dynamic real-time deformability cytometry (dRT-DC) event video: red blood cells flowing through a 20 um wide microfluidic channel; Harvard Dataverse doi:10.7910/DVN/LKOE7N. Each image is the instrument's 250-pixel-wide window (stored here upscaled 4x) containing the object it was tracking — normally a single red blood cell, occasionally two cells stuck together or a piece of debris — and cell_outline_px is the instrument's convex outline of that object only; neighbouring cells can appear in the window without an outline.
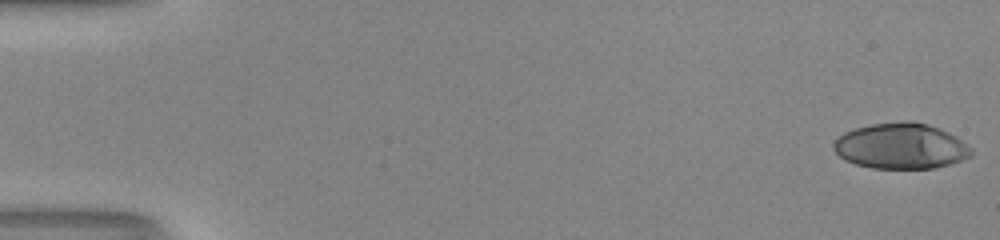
{"species": "human", "species_latin": "Homo sapiens", "temperature_condition": "room temperature", "stored_images_in_passage": 51, "camera_frame_rate_fps": 3000, "um_per_image_px": 0.085, "donor": {"sex": "male"}, "frame": {"image": 1, "passage_image": 1, "time_ms": 0.0, "image_size_px": [1000, 240], "cell_outline_px": [[972, 156], [948, 164], [932, 168], [872, 168], [856, 164], [844, 160], [832, 148], [832, 144], [844, 132], [856, 128], [872, 124], [928, 124], [940, 128], [956, 136], [972, 148]], "centroid_in_image_um": [76.57, 12.45], "position_along_channel_um": 8.4, "area_um2": 35.78}}
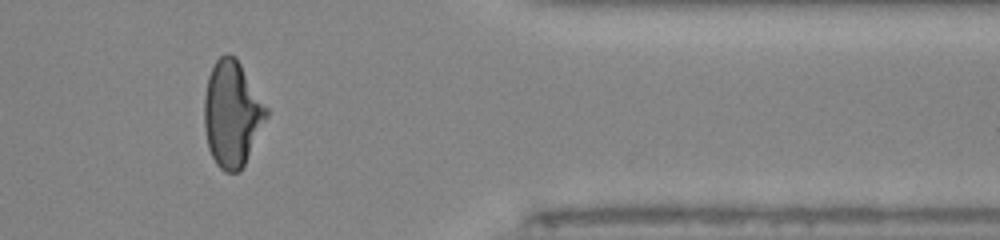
{"frame": {"image": 2, "passage_image": 43, "time_ms": 14.0, "image_size_px": [1000, 240], "cell_outline_px": [[268, 116], [240, 172], [224, 172], [216, 164], [208, 148], [204, 128], [204, 96], [208, 76], [216, 60], [220, 56], [228, 52], [236, 56], [268, 108]], "centroid_in_image_um": [19.71, 9.66], "position_along_channel_um": 391.7, "area_um2": 38.44}}
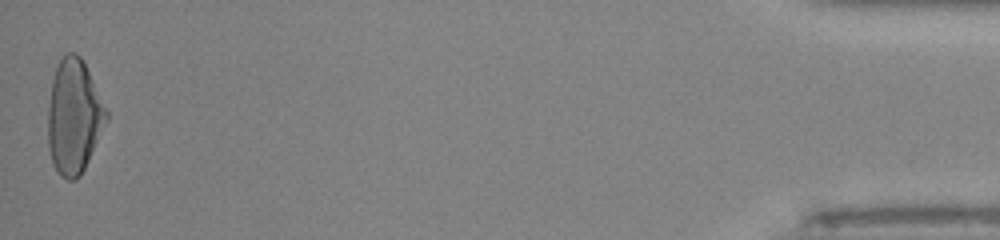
{"frame": {"image": 3, "passage_image": 51, "time_ms": 16.667, "image_size_px": [1000, 240], "cell_outline_px": [[108, 116], [88, 160], [80, 176], [72, 180], [68, 180], [60, 176], [52, 164], [48, 148], [48, 108], [52, 80], [56, 68], [64, 52], [76, 52], [80, 56], [108, 112]], "centroid_in_image_um": [6.25, 9.92], "position_along_channel_um": 429.0, "area_um2": 38.38}, "authors_computed_cell_mechanics": {"area_um2": 37.57, "velocity_mm_per_s": 4.1738, "shape_relaxation_time_tau1_ms": 8.4638, "shape_relaxation_time_tau2_ms": 2.4463, "deformation_change_tau1": 0.2996, "deformation_change_tau2": 0.0726}}